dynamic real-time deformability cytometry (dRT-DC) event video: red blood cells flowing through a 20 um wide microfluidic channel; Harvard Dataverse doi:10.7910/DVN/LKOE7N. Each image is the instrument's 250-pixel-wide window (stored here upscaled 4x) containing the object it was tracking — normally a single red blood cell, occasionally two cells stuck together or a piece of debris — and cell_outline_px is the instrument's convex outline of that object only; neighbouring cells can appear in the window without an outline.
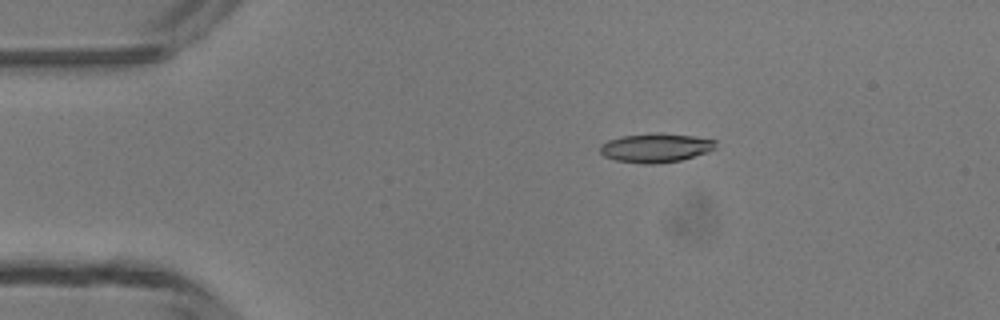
{"species": "common noctule bat (a hibernating species)", "species_latin": "Nyctalus noctula", "temperature_condition": "room temperature", "stored_images_in_passage": 5, "camera_frame_rate_fps": 3000, "um_per_image_px": 0.085, "animal": {"sex": "male", "body_mass_g": 13.3}, "frame": {"image": 1, "passage_image": 3, "time_ms": 2.333, "image_size_px": [1000, 320], "cell_outline_px": [[716, 148], [708, 152], [680, 160], [656, 164], [644, 164], [616, 160], [604, 156], [600, 152], [600, 144], [608, 140], [620, 136], [692, 136], [716, 140]], "centroid_in_image_um": [55.72, 12.62], "position_along_channel_um": 29.3, "area_um2": 18.61}}
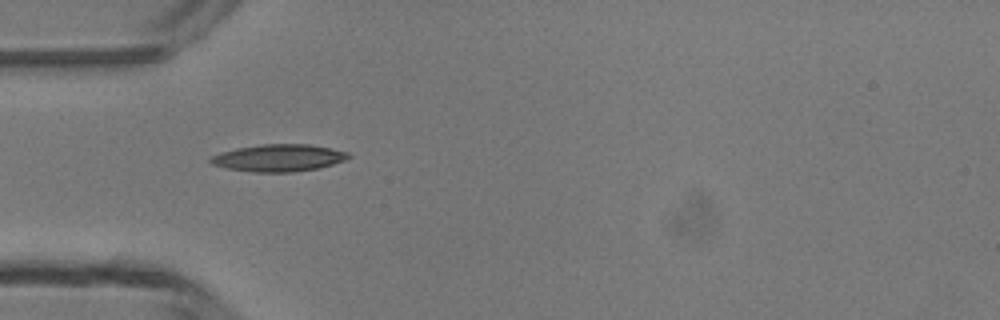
{"frame": {"image": 2, "passage_image": 4, "time_ms": 4.333, "image_size_px": [1000, 320], "cell_outline_px": [[352, 156], [344, 160], [320, 168], [292, 172], [252, 172], [228, 168], [212, 164], [208, 160], [212, 156], [220, 152], [236, 148], [264, 144], [308, 144], [348, 152]], "centroid_in_image_um": [23.67, 13.42], "position_along_channel_um": 61.3, "area_um2": 21.68}}
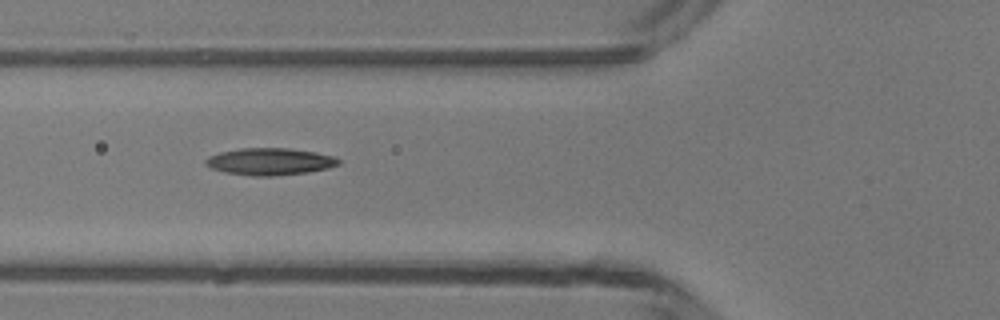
{"frame": {"image": 3, "passage_image": 5, "time_ms": 5.333, "image_size_px": [1000, 320], "cell_outline_px": [[340, 164], [328, 168], [308, 172], [272, 176], [252, 176], [224, 172], [212, 168], [204, 164], [204, 160], [208, 156], [220, 152], [240, 148], [288, 148], [316, 152], [332, 156], [340, 160]], "centroid_in_image_um": [22.91, 13.73], "position_along_channel_um": 102.9, "area_um2": 20.98}}